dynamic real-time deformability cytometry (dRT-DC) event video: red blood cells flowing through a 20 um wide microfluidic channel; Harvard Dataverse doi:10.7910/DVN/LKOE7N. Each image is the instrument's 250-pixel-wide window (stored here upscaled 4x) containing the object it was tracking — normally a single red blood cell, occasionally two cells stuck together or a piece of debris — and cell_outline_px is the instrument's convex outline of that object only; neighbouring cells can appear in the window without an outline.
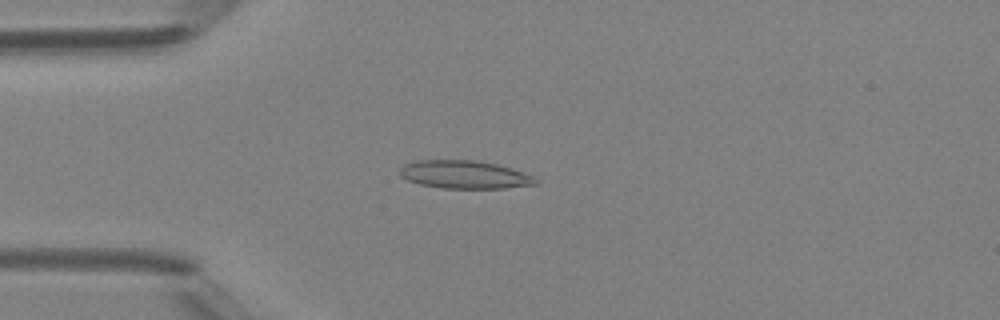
{"species": "Egyptian fruit bat (a non-hibernating species)", "species_latin": "Rousettus aegyptiacus", "temperature_condition": "room temperature", "stored_images_in_passage": 4, "camera_frame_rate_fps": 3000, "um_per_image_px": 0.085, "animal": {"sex": "female"}, "frame": {"image": 1, "passage_image": 3, "time_ms": 3.333, "image_size_px": [1000, 320], "cell_outline_px": [[540, 184], [504, 188], [444, 188], [420, 184], [408, 180], [400, 176], [400, 168], [404, 164], [416, 160], [476, 160], [496, 164], [512, 168], [532, 176], [540, 180]], "centroid_in_image_um": [39.51, 14.84], "position_along_channel_um": 45.5, "area_um2": 22.25}}